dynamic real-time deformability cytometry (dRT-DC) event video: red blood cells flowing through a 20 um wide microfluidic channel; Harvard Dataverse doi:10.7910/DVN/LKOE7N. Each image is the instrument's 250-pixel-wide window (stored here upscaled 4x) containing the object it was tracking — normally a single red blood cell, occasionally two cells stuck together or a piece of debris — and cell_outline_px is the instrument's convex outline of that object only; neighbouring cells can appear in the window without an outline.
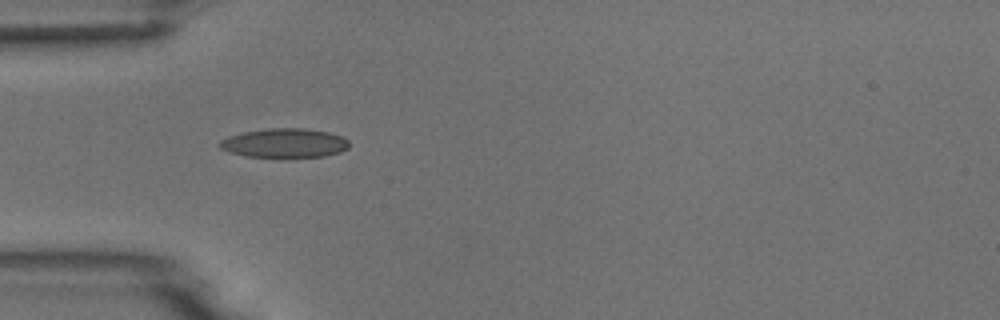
{"species": "common noctule bat (a hibernating species)", "species_latin": "Nyctalus noctula", "temperature_condition": "room temperature", "stored_images_in_passage": 4, "camera_frame_rate_fps": 3000, "um_per_image_px": 0.085, "animal": {"sex": "male", "body_mass_g": 18.8}, "frame": {"image": 1, "passage_image": 2, "time_ms": 1.0, "image_size_px": [1000, 320], "cell_outline_px": [[348, 148], [340, 152], [324, 156], [248, 156], [232, 152], [220, 148], [216, 144], [220, 140], [228, 136], [244, 132], [268, 128], [304, 128], [328, 132], [344, 136], [348, 140]], "centroid_in_image_um": [24.19, 12.13], "position_along_channel_um": 60.8, "area_um2": 21.73}}